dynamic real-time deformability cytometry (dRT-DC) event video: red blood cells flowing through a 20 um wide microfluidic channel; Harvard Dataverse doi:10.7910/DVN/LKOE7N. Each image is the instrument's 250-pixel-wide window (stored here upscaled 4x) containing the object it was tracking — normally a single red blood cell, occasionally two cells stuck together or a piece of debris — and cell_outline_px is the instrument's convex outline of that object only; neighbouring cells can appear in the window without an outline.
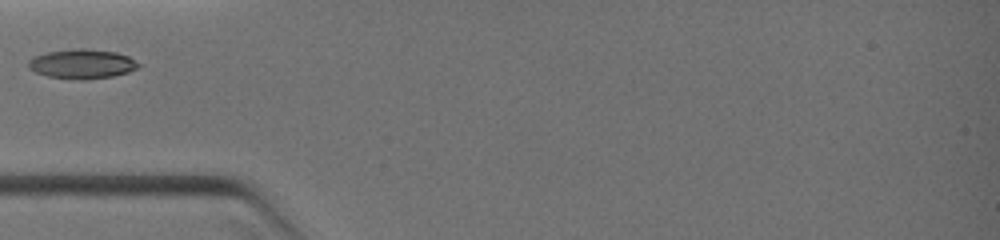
{"species": "common noctule bat (a hibernating species)", "species_latin": "Nyctalus noctula", "temperature_condition": "warm", "stored_images_in_passage": 7, "camera_frame_rate_fps": 3000, "um_per_image_px": 0.085, "animal": {"sex": "female", "body_mass_g": 19.0, "forearm_length_mm": 51.5}, "frame": {"image": 1, "passage_image": 1, "time_ms": 0.0, "image_size_px": [1000, 240], "cell_outline_px": [[140, 68], [128, 72], [112, 76], [84, 80], [48, 76], [36, 72], [28, 68], [28, 60], [36, 56], [48, 52], [76, 48], [84, 48], [116, 52], [128, 56], [140, 64]], "centroid_in_image_um": [7.0, 5.43], "position_along_channel_um": 78.0, "area_um2": 18.79}}
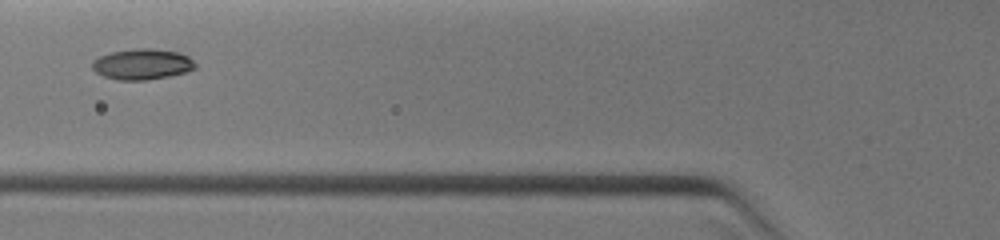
{"frame": {"image": 2, "passage_image": 5, "time_ms": 0.667, "image_size_px": [1000, 240], "cell_outline_px": [[196, 68], [188, 72], [148, 80], [120, 80], [104, 76], [96, 72], [92, 68], [92, 60], [108, 52], [132, 48], [156, 48], [180, 52], [188, 56], [196, 64]], "centroid_in_image_um": [12.1, 5.44], "position_along_channel_um": 113.7, "area_um2": 18.79}}